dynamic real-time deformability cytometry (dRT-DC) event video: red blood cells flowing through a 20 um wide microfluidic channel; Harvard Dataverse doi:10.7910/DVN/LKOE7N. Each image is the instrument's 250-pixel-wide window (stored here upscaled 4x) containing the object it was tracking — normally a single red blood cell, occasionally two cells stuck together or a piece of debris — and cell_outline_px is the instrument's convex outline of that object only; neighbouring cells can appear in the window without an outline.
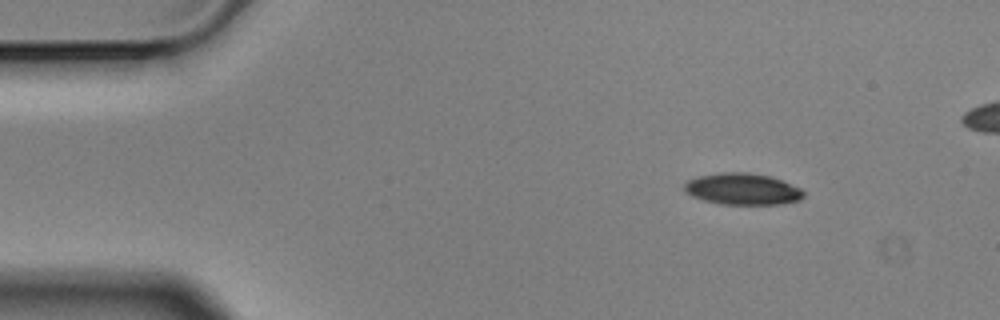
{"species": "Egyptian fruit bat (a non-hibernating species)", "species_latin": "Rousettus aegyptiacus", "temperature_condition": "cold", "stored_images_in_passage": 4, "camera_frame_rate_fps": 3000, "um_per_image_px": 0.085, "animal": {"sex": "male"}, "frame": {"image": 1, "passage_image": 1, "time_ms": 0.0, "image_size_px": [1000, 320], "cell_outline_px": [[804, 196], [800, 200], [780, 204], [720, 204], [704, 200], [692, 196], [684, 192], [684, 184], [688, 180], [696, 176], [720, 172], [748, 172], [772, 176], [800, 188], [804, 192]], "centroid_in_image_um": [63.09, 16.06], "position_along_channel_um": 21.9, "area_um2": 22.08}}